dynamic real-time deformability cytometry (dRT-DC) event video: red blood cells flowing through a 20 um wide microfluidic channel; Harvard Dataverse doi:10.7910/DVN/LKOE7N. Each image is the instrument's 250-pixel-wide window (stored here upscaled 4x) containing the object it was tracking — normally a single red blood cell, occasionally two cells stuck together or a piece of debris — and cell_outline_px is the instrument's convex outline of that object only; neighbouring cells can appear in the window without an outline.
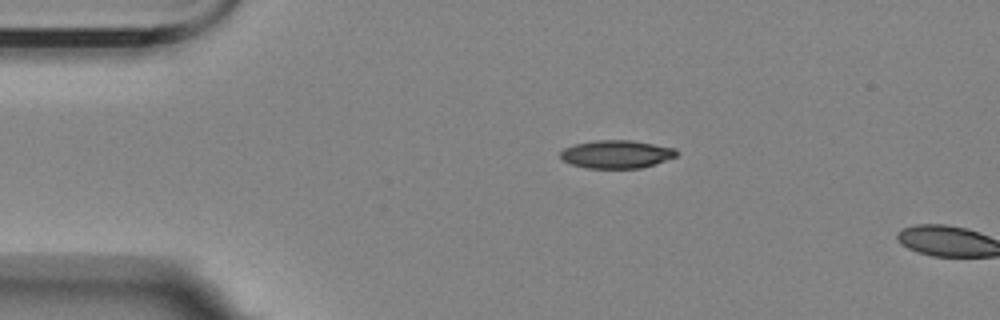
{"species": "Egyptian fruit bat (a non-hibernating species)", "species_latin": "Rousettus aegyptiacus", "temperature_condition": "room temperature", "stored_images_in_passage": 3, "camera_frame_rate_fps": 3000, "um_per_image_px": 0.085, "animal": {"sex": "female"}, "frame": {"image": 1, "passage_image": 1, "time_ms": 0.0, "image_size_px": [1000, 320], "cell_outline_px": [[680, 152], [676, 156], [640, 168], [584, 168], [572, 164], [564, 160], [560, 156], [560, 152], [564, 148], [576, 144], [596, 140], [632, 140], [676, 148]], "centroid_in_image_um": [52.41, 13.1], "position_along_channel_um": 32.6, "area_um2": 18.84}}